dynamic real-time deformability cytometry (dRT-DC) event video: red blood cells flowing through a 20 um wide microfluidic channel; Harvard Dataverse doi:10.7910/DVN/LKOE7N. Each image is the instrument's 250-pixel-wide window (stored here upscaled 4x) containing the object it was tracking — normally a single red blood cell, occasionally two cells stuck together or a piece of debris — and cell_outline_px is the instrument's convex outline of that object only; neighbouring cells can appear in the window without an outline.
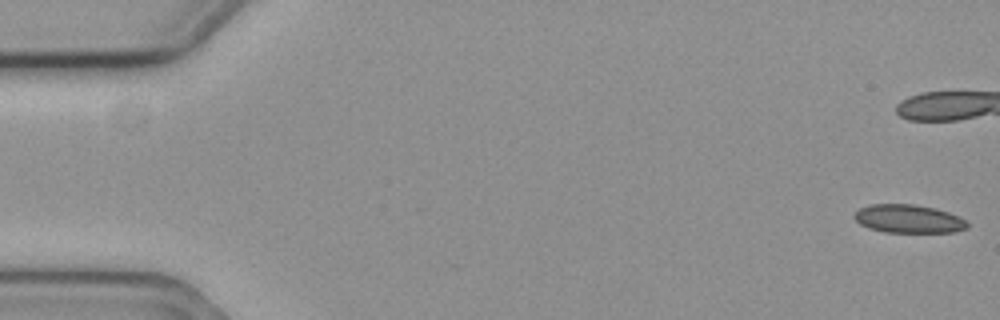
{"species": "common noctule bat (a hibernating species)", "species_latin": "Nyctalus noctula", "temperature_condition": "cold", "stored_images_in_passage": 47, "camera_frame_rate_fps": 3000, "um_per_image_px": 0.085, "animal": {"sex": "female", "body_mass_g": 19.3, "forearm_length_mm": 54.1}, "frame": {"image": 1, "passage_image": 1, "time_ms": 0.0, "image_size_px": [1000, 320], "cell_outline_px": [[968, 228], [956, 232], [884, 232], [868, 228], [860, 224], [852, 216], [860, 208], [872, 204], [912, 204], [936, 208], [948, 212], [964, 220], [968, 224]], "centroid_in_image_um": [77.21, 18.6], "position_along_channel_um": 7.8, "area_um2": 18.61}}